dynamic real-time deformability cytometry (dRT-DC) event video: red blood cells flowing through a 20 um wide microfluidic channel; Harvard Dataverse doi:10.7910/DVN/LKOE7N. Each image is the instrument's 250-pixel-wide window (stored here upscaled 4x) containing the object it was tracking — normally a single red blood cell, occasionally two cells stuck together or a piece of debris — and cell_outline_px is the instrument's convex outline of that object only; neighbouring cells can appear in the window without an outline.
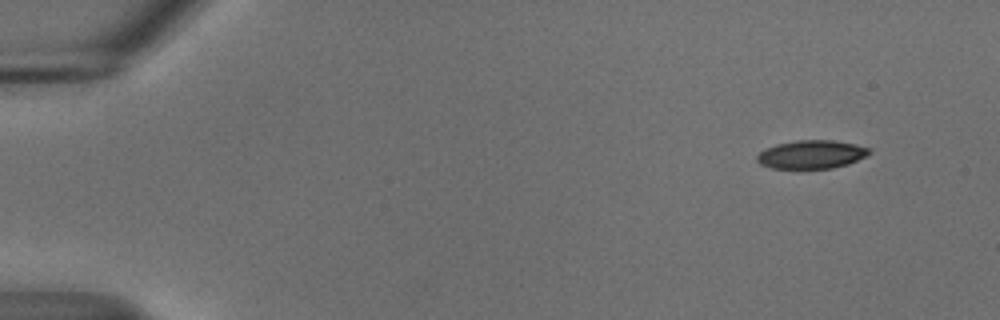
{"species": "common noctule bat (a hibernating species)", "species_latin": "Nyctalus noctula", "temperature_condition": "cold", "stored_images_in_passage": 51, "camera_frame_rate_fps": 3000, "um_per_image_px": 0.085, "animal": {"sex": "male", "body_mass_g": 18.8}, "frame": {"image": 1, "passage_image": 1, "time_ms": 0.0, "image_size_px": [1000, 320], "cell_outline_px": [[872, 152], [868, 156], [848, 164], [832, 168], [772, 168], [760, 164], [756, 160], [756, 156], [764, 148], [776, 144], [796, 140], [832, 140], [856, 144], [868, 148]], "centroid_in_image_um": [68.98, 13.12], "position_along_channel_um": 16.0, "area_um2": 18.67}}
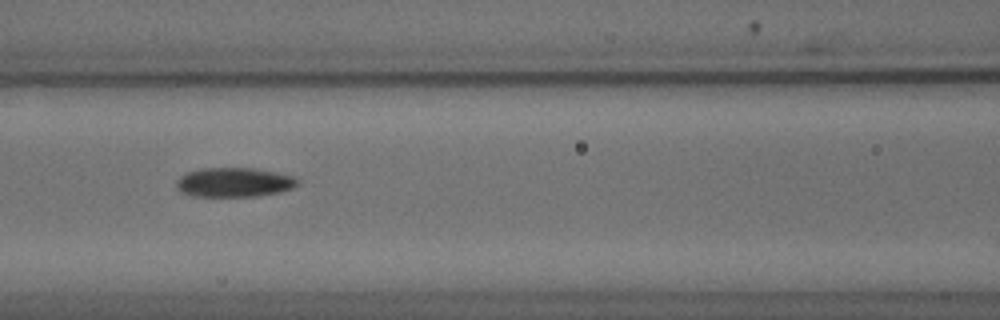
{"frame": {"image": 2, "passage_image": 21, "time_ms": 6.667, "image_size_px": [1000, 320], "cell_outline_px": [[300, 184], [292, 188], [280, 192], [256, 196], [192, 196], [180, 192], [176, 188], [176, 180], [180, 176], [188, 172], [200, 168], [256, 168], [296, 176], [300, 180]], "centroid_in_image_um": [19.92, 15.49], "position_along_channel_um": 146.7, "area_um2": 21.04}}
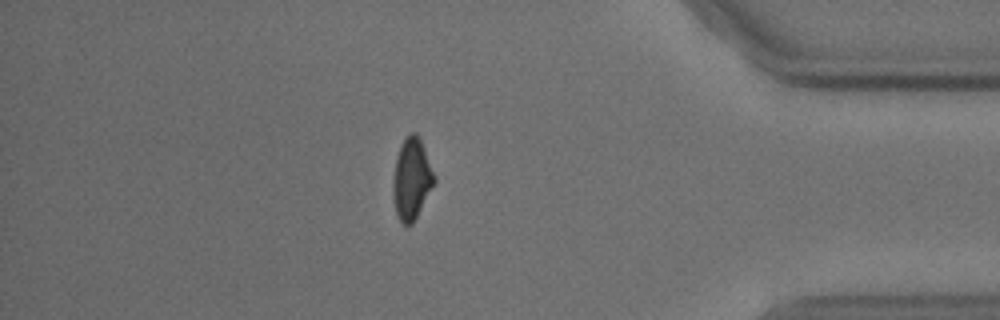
{"frame": {"image": 3, "passage_image": 44, "time_ms": 14.333, "image_size_px": [1000, 320], "cell_outline_px": [[436, 180], [412, 224], [404, 224], [396, 216], [392, 188], [396, 156], [408, 132], [416, 132], [420, 140]], "centroid_in_image_um": [34.96, 15.21], "position_along_channel_um": 400.2, "area_um2": 19.02}, "authors_computed_cell_mechanics": {"area_um2": 20.23, "velocity_mm_per_s": 3.7063, "shape_relaxation_time_tau1_ms": 7.1784, "shape_relaxation_time_tau2_ms": 5.323, "deformation_change_tau1": 0.1701, "deformation_change_tau2": 0.0979}}